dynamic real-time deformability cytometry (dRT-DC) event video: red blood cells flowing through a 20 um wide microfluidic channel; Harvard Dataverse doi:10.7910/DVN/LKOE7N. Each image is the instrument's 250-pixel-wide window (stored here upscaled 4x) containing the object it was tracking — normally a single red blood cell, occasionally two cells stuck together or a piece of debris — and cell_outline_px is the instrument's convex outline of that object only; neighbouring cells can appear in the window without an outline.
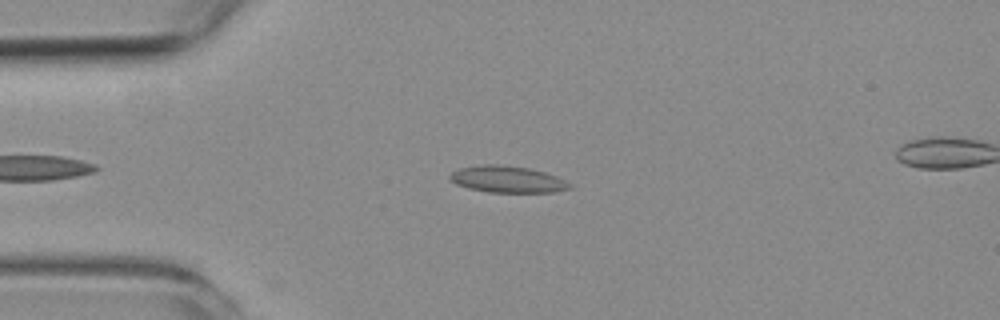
{"species": "common noctule bat (a hibernating species)", "species_latin": "Nyctalus noctula", "temperature_condition": "room temperature", "stored_images_in_passage": 49, "camera_frame_rate_fps": 3000, "um_per_image_px": 0.085, "animal": {"sex": "female", "body_mass_g": 19.3, "forearm_length_mm": 54.1}, "frame": {"image": 1, "passage_image": 12, "time_ms": 3.667, "image_size_px": [1000, 320], "cell_outline_px": [[572, 188], [556, 192], [488, 192], [468, 188], [456, 184], [448, 176], [452, 172], [460, 168], [484, 164], [504, 164], [528, 168], [544, 172], [556, 176], [572, 184]], "centroid_in_image_um": [43.15, 15.24], "position_along_channel_um": 41.9, "area_um2": 18.61}}
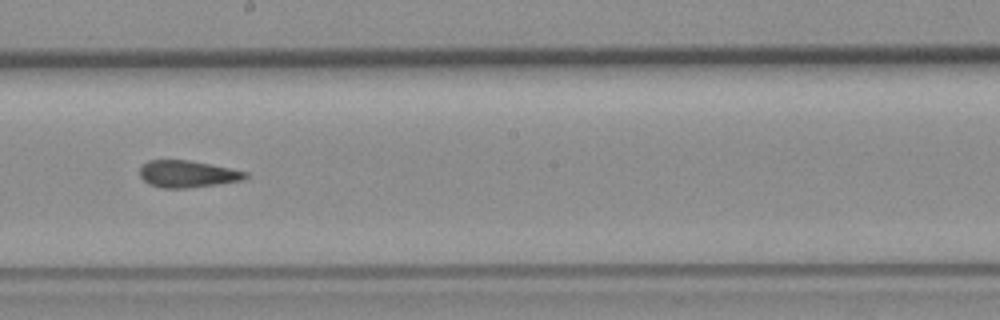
{"frame": {"image": 2, "passage_image": 29, "time_ms": 9.333, "image_size_px": [1000, 320], "cell_outline_px": [[248, 176], [244, 180], [220, 184], [184, 188], [160, 188], [148, 184], [140, 176], [140, 168], [148, 160], [188, 160], [248, 172]], "centroid_in_image_um": [15.93, 14.8], "position_along_channel_um": 232.3, "area_um2": 16.53}}
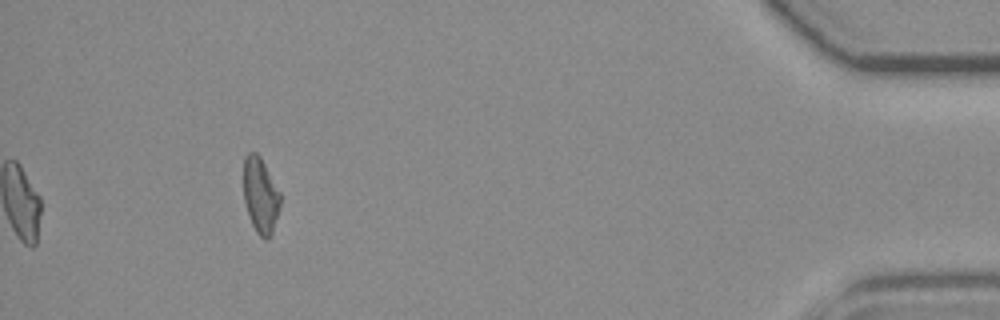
{"frame": {"image": 3, "passage_image": 49, "time_ms": 16.0, "image_size_px": [1000, 320], "cell_outline_px": [[280, 208], [272, 232], [268, 240], [264, 240], [256, 232], [252, 224], [244, 200], [244, 156], [248, 152], [256, 152], [260, 156], [280, 192]], "centroid_in_image_um": [22.14, 16.6], "position_along_channel_um": 413.1, "area_um2": 16.13}, "authors_computed_cell_mechanics": {"area_um2": 17.5712, "velocity_mm_per_s": 3.7514, "shape_relaxation_time_tau1_ms": null, "shape_relaxation_time_tau2_ms": 2.4781, "deformation_change_tau1": null, "deformation_change_tau2": 0.0845}}